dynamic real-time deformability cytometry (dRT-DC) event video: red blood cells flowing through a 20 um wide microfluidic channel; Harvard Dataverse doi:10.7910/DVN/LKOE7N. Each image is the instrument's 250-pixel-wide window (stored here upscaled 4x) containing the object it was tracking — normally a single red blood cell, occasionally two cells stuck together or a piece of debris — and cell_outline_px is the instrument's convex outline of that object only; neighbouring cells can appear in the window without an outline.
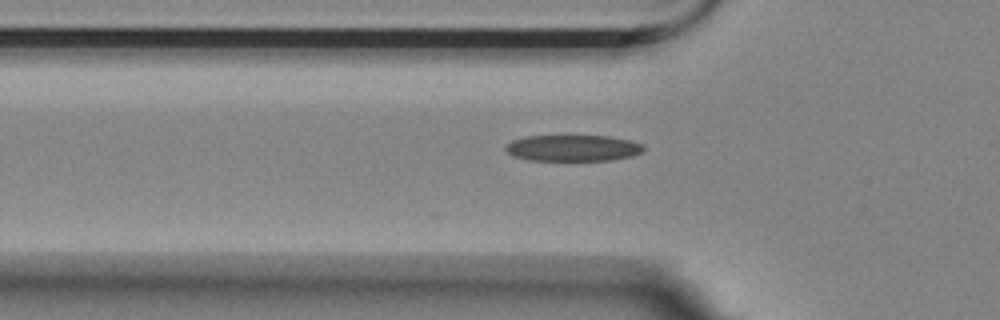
{"species": "Egyptian fruit bat (a non-hibernating species)", "species_latin": "Rousettus aegyptiacus", "temperature_condition": "room temperature", "stored_images_in_passage": 36, "camera_frame_rate_fps": 3000, "um_per_image_px": 0.085, "animal": {"sex": "female"}, "frame": {"image": 1, "passage_image": 4, "time_ms": 1.0, "image_size_px": [1000, 320], "cell_outline_px": [[644, 148], [640, 152], [632, 156], [612, 160], [528, 160], [512, 156], [504, 148], [512, 140], [524, 136], [608, 136], [628, 140], [644, 144]], "centroid_in_image_um": [48.67, 12.58], "position_along_channel_um": 77.1, "area_um2": 21.04}}
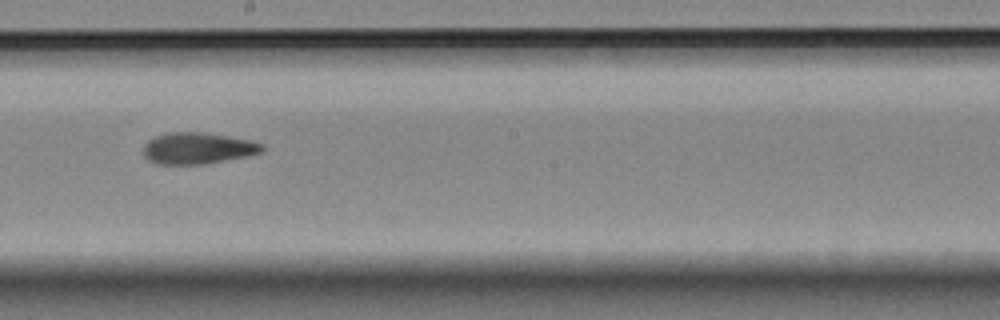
{"frame": {"image": 2, "passage_image": 17, "time_ms": 5.333, "image_size_px": [1000, 320], "cell_outline_px": [[264, 148], [260, 152], [248, 156], [204, 164], [156, 164], [148, 160], [144, 156], [144, 144], [148, 140], [156, 136], [168, 132], [204, 132], [252, 140], [264, 144]], "centroid_in_image_um": [16.81, 12.6], "position_along_channel_um": 231.4, "area_um2": 21.85}}
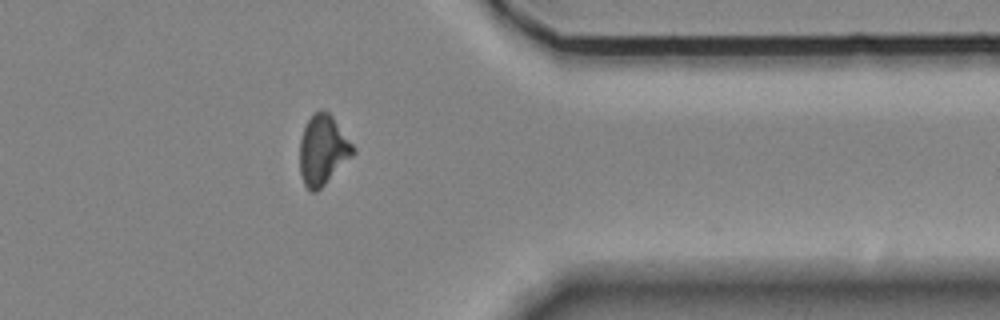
{"frame": {"image": 3, "passage_image": 31, "time_ms": 10.0, "image_size_px": [1000, 320], "cell_outline_px": [[356, 152], [316, 192], [312, 192], [304, 184], [300, 172], [300, 140], [304, 128], [312, 112], [320, 108], [328, 112], [332, 116], [356, 148]], "centroid_in_image_um": [27.44, 12.71], "position_along_channel_um": 384.0, "area_um2": 21.56}}